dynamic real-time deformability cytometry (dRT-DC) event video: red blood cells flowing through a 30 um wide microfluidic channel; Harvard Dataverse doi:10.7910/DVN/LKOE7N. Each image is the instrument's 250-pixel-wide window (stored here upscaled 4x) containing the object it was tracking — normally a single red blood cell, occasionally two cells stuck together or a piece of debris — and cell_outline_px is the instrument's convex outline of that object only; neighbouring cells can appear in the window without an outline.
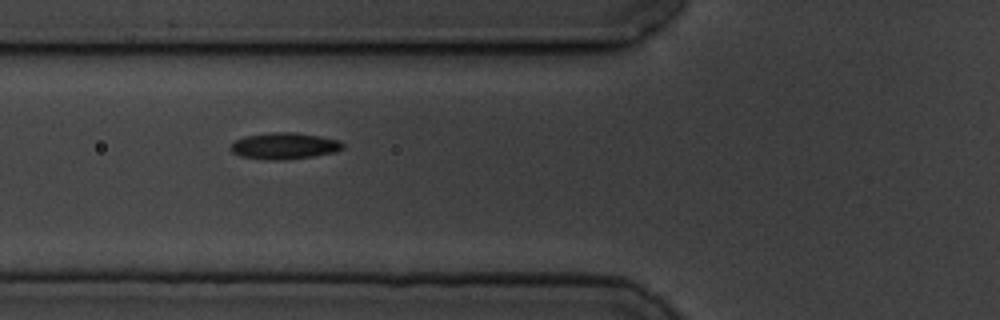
{"species": "common noctule bat (a hibernating species)", "species_latin": "Nyctalus noctula", "temperature_condition": "cold", "stored_images_in_passage": 7, "camera_frame_rate_fps": 3000, "um_per_image_px": 0.085, "animal": {"sex": "male", "body_mass_g": 19.5, "forearm_length_mm": 54.6}, "frame": {"image": 1, "passage_image": 6, "time_ms": 7.0, "image_size_px": [1000, 320], "cell_outline_px": [[344, 148], [336, 152], [312, 156], [284, 160], [268, 160], [240, 156], [232, 152], [228, 148], [236, 140], [244, 136], [272, 132], [296, 132], [320, 136], [340, 140], [344, 144]], "centroid_in_image_um": [24.17, 12.4], "position_along_channel_um": 101.6, "area_um2": 17.46}}
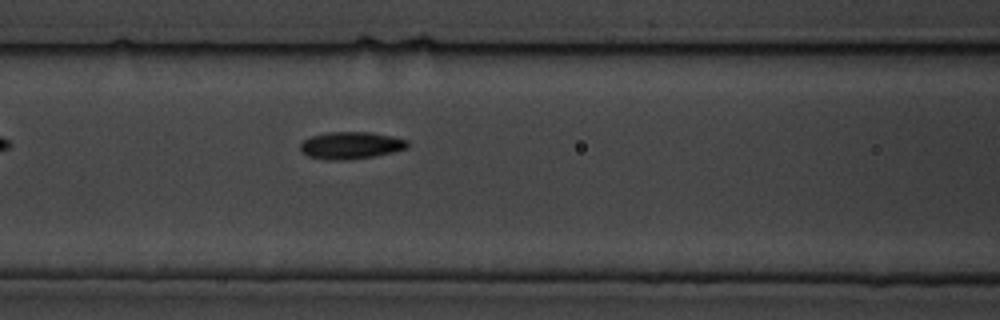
{"frame": {"image": 2, "passage_image": 7, "time_ms": 8.0, "image_size_px": [1000, 320], "cell_outline_px": [[408, 148], [376, 156], [352, 160], [324, 160], [308, 156], [300, 148], [300, 144], [304, 140], [312, 136], [328, 132], [372, 132], [392, 136], [408, 140]], "centroid_in_image_um": [29.85, 12.36], "position_along_channel_um": 136.8, "area_um2": 17.11}}